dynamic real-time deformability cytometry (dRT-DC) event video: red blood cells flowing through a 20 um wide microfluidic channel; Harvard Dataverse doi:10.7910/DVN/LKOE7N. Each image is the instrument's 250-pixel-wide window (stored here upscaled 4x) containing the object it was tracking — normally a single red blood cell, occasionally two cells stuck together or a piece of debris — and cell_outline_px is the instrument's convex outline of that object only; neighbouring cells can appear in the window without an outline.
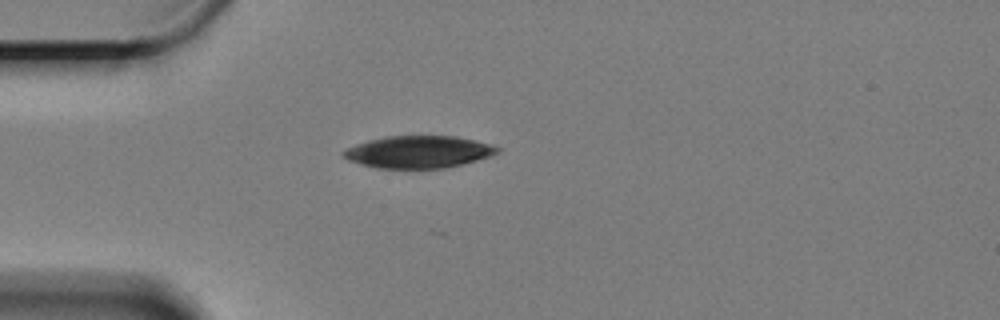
{"species": "Egyptian fruit bat (a non-hibernating species)", "species_latin": "Rousettus aegyptiacus", "temperature_condition": "cold", "stored_images_in_passage": 15, "camera_frame_rate_fps": 3000, "um_per_image_px": 0.085, "animal": {"sex": "female"}, "frame": {"image": 1, "passage_image": 1, "time_ms": 0.0, "image_size_px": [1000, 320], "cell_outline_px": [[500, 152], [492, 156], [444, 168], [376, 168], [360, 164], [348, 160], [340, 156], [340, 152], [356, 144], [368, 140], [384, 136], [456, 136], [476, 140], [500, 148]], "centroid_in_image_um": [35.54, 12.91], "position_along_channel_um": 49.5, "area_um2": 28.96}}
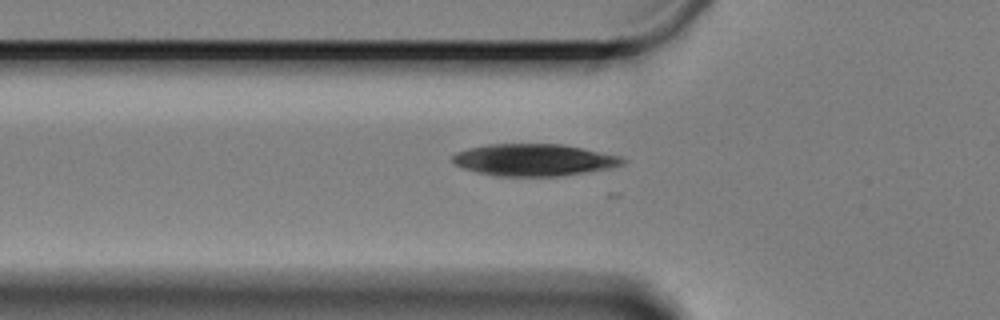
{"frame": {"image": 2, "passage_image": 5, "time_ms": 1.333, "image_size_px": [1000, 320], "cell_outline_px": [[628, 160], [624, 164], [608, 168], [560, 176], [496, 176], [464, 168], [456, 164], [452, 160], [452, 156], [456, 152], [468, 148], [488, 144], [564, 144], [620, 156]], "centroid_in_image_um": [45.4, 13.58], "position_along_channel_um": 80.4, "area_um2": 31.5}}
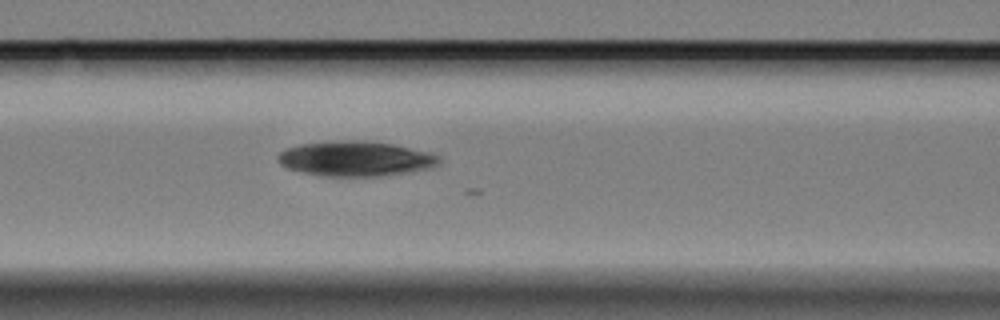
{"frame": {"image": 3, "passage_image": 10, "time_ms": 3.0, "image_size_px": [1000, 320], "cell_outline_px": [[440, 164], [432, 168], [380, 176], [320, 176], [288, 168], [280, 164], [276, 160], [276, 156], [284, 148], [300, 144], [348, 140], [356, 140], [392, 144], [428, 152], [440, 156]], "centroid_in_image_um": [30.2, 13.49], "position_along_channel_um": 136.4, "area_um2": 32.77}}